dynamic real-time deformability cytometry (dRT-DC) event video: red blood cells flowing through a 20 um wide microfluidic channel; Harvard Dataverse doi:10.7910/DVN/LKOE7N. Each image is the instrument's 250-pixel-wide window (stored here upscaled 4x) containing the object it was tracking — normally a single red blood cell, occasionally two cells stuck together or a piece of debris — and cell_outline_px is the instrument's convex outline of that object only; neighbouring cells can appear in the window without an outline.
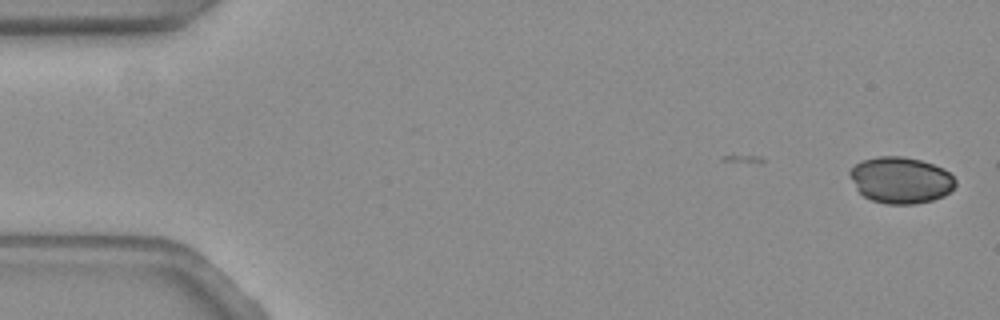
{"species": "common noctule bat (a hibernating species)", "species_latin": "Nyctalus noctula", "temperature_condition": "warm", "stored_images_in_passage": 16, "camera_frame_rate_fps": 3000, "um_per_image_px": 0.085, "animal": {"sex": "female", "body_mass_g": 19.3, "forearm_length_mm": 54.1}, "frame": {"image": 1, "passage_image": 1, "time_ms": 0.0, "image_size_px": [1000, 320], "cell_outline_px": [[956, 184], [944, 196], [932, 200], [916, 204], [884, 204], [872, 200], [864, 196], [856, 188], [848, 172], [856, 164], [864, 160], [880, 156], [900, 156], [920, 160], [944, 168], [956, 180]], "centroid_in_image_um": [76.57, 15.32], "position_along_channel_um": 8.4, "area_um2": 28.38}}
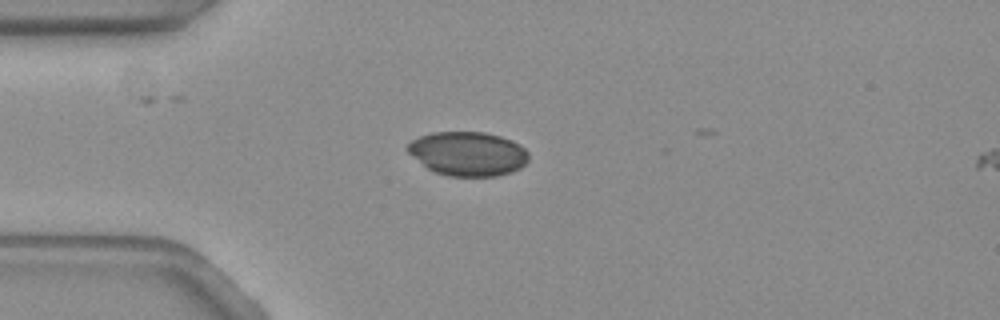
{"frame": {"image": 2, "passage_image": 14, "time_ms": 4.333, "image_size_px": [1000, 320], "cell_outline_px": [[528, 160], [520, 168], [512, 172], [496, 176], [448, 176], [436, 172], [428, 168], [408, 152], [404, 148], [412, 140], [420, 136], [432, 132], [484, 132], [500, 136], [512, 140], [520, 144], [528, 152]], "centroid_in_image_um": [39.78, 13.06], "position_along_channel_um": 45.2, "area_um2": 31.1}}